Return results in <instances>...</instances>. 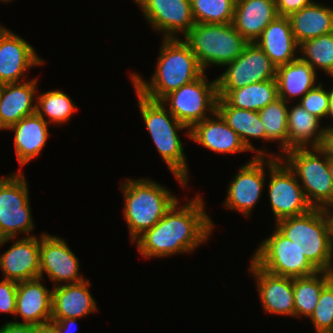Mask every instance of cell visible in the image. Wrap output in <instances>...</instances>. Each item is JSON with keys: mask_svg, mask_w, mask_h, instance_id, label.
<instances>
[{"mask_svg": "<svg viewBox=\"0 0 333 333\" xmlns=\"http://www.w3.org/2000/svg\"><path fill=\"white\" fill-rule=\"evenodd\" d=\"M1 2H10V1H12V0H0Z\"/></svg>", "mask_w": 333, "mask_h": 333, "instance_id": "49", "label": "cell"}, {"mask_svg": "<svg viewBox=\"0 0 333 333\" xmlns=\"http://www.w3.org/2000/svg\"><path fill=\"white\" fill-rule=\"evenodd\" d=\"M24 173L14 172L0 181V246L16 238L18 233L30 234L35 225L30 209L29 190ZM29 234V235H27Z\"/></svg>", "mask_w": 333, "mask_h": 333, "instance_id": "8", "label": "cell"}, {"mask_svg": "<svg viewBox=\"0 0 333 333\" xmlns=\"http://www.w3.org/2000/svg\"><path fill=\"white\" fill-rule=\"evenodd\" d=\"M158 56L150 82L139 74H130L134 89L147 99L161 101L169 93L204 73L195 54L180 37L163 38Z\"/></svg>", "mask_w": 333, "mask_h": 333, "instance_id": "2", "label": "cell"}, {"mask_svg": "<svg viewBox=\"0 0 333 333\" xmlns=\"http://www.w3.org/2000/svg\"><path fill=\"white\" fill-rule=\"evenodd\" d=\"M76 318L67 319H51V323L55 326L58 333H76ZM74 328V329H73Z\"/></svg>", "mask_w": 333, "mask_h": 333, "instance_id": "41", "label": "cell"}, {"mask_svg": "<svg viewBox=\"0 0 333 333\" xmlns=\"http://www.w3.org/2000/svg\"><path fill=\"white\" fill-rule=\"evenodd\" d=\"M320 209L326 219L329 234L333 241V202L322 206Z\"/></svg>", "mask_w": 333, "mask_h": 333, "instance_id": "42", "label": "cell"}, {"mask_svg": "<svg viewBox=\"0 0 333 333\" xmlns=\"http://www.w3.org/2000/svg\"><path fill=\"white\" fill-rule=\"evenodd\" d=\"M327 285L324 271L293 278L295 317L309 318L319 300L322 289Z\"/></svg>", "mask_w": 333, "mask_h": 333, "instance_id": "31", "label": "cell"}, {"mask_svg": "<svg viewBox=\"0 0 333 333\" xmlns=\"http://www.w3.org/2000/svg\"><path fill=\"white\" fill-rule=\"evenodd\" d=\"M13 319V322H7L0 328V333H35V325L19 323Z\"/></svg>", "mask_w": 333, "mask_h": 333, "instance_id": "40", "label": "cell"}, {"mask_svg": "<svg viewBox=\"0 0 333 333\" xmlns=\"http://www.w3.org/2000/svg\"><path fill=\"white\" fill-rule=\"evenodd\" d=\"M329 157L322 147L293 148L282 155V159L296 174L313 208L333 202Z\"/></svg>", "mask_w": 333, "mask_h": 333, "instance_id": "7", "label": "cell"}, {"mask_svg": "<svg viewBox=\"0 0 333 333\" xmlns=\"http://www.w3.org/2000/svg\"><path fill=\"white\" fill-rule=\"evenodd\" d=\"M316 333H333V290L327 284L309 317Z\"/></svg>", "mask_w": 333, "mask_h": 333, "instance_id": "36", "label": "cell"}, {"mask_svg": "<svg viewBox=\"0 0 333 333\" xmlns=\"http://www.w3.org/2000/svg\"><path fill=\"white\" fill-rule=\"evenodd\" d=\"M196 123L190 129V139L216 153H240L249 150L239 135L217 113Z\"/></svg>", "mask_w": 333, "mask_h": 333, "instance_id": "21", "label": "cell"}, {"mask_svg": "<svg viewBox=\"0 0 333 333\" xmlns=\"http://www.w3.org/2000/svg\"><path fill=\"white\" fill-rule=\"evenodd\" d=\"M40 273L39 278H44V274L53 285L78 283L85 278L79 273V259L68 247L66 241L60 237L43 232L40 236Z\"/></svg>", "mask_w": 333, "mask_h": 333, "instance_id": "14", "label": "cell"}, {"mask_svg": "<svg viewBox=\"0 0 333 333\" xmlns=\"http://www.w3.org/2000/svg\"><path fill=\"white\" fill-rule=\"evenodd\" d=\"M255 43L265 52L276 67L290 63L298 58L296 53H299V45L292 33L288 17L277 16L263 30Z\"/></svg>", "mask_w": 333, "mask_h": 333, "instance_id": "24", "label": "cell"}, {"mask_svg": "<svg viewBox=\"0 0 333 333\" xmlns=\"http://www.w3.org/2000/svg\"><path fill=\"white\" fill-rule=\"evenodd\" d=\"M207 77L203 73L198 79L181 86L161 100L164 105L169 103L168 110L189 129L216 112V79L207 82ZM207 112L210 113L208 116Z\"/></svg>", "mask_w": 333, "mask_h": 333, "instance_id": "10", "label": "cell"}, {"mask_svg": "<svg viewBox=\"0 0 333 333\" xmlns=\"http://www.w3.org/2000/svg\"><path fill=\"white\" fill-rule=\"evenodd\" d=\"M72 99L61 90H51L37 95L36 113L48 124H60L69 122L74 111H77Z\"/></svg>", "mask_w": 333, "mask_h": 333, "instance_id": "33", "label": "cell"}, {"mask_svg": "<svg viewBox=\"0 0 333 333\" xmlns=\"http://www.w3.org/2000/svg\"><path fill=\"white\" fill-rule=\"evenodd\" d=\"M218 97L231 106L259 111L278 98L276 79L251 83L239 89H217Z\"/></svg>", "mask_w": 333, "mask_h": 333, "instance_id": "30", "label": "cell"}, {"mask_svg": "<svg viewBox=\"0 0 333 333\" xmlns=\"http://www.w3.org/2000/svg\"><path fill=\"white\" fill-rule=\"evenodd\" d=\"M37 78L19 83L2 84L0 130H7L24 117L36 112ZM34 102V103H33Z\"/></svg>", "mask_w": 333, "mask_h": 333, "instance_id": "22", "label": "cell"}, {"mask_svg": "<svg viewBox=\"0 0 333 333\" xmlns=\"http://www.w3.org/2000/svg\"><path fill=\"white\" fill-rule=\"evenodd\" d=\"M325 139L322 148L333 157V126H326Z\"/></svg>", "mask_w": 333, "mask_h": 333, "instance_id": "43", "label": "cell"}, {"mask_svg": "<svg viewBox=\"0 0 333 333\" xmlns=\"http://www.w3.org/2000/svg\"><path fill=\"white\" fill-rule=\"evenodd\" d=\"M216 112L223 118L226 124L239 135L247 149L250 152H256L254 156L268 157L270 155V157L278 158L277 154H270L265 148H263L264 150L256 149L249 141L251 138L266 141V132L258 111L233 107L224 98L218 97Z\"/></svg>", "mask_w": 333, "mask_h": 333, "instance_id": "25", "label": "cell"}, {"mask_svg": "<svg viewBox=\"0 0 333 333\" xmlns=\"http://www.w3.org/2000/svg\"><path fill=\"white\" fill-rule=\"evenodd\" d=\"M135 92L138 108L157 151L179 184L186 187L189 169L183 142L177 132L186 129V135L190 137V129L180 123L161 101L147 99Z\"/></svg>", "mask_w": 333, "mask_h": 333, "instance_id": "3", "label": "cell"}, {"mask_svg": "<svg viewBox=\"0 0 333 333\" xmlns=\"http://www.w3.org/2000/svg\"><path fill=\"white\" fill-rule=\"evenodd\" d=\"M248 269L265 313L295 317L293 278L268 273L252 260Z\"/></svg>", "mask_w": 333, "mask_h": 333, "instance_id": "17", "label": "cell"}, {"mask_svg": "<svg viewBox=\"0 0 333 333\" xmlns=\"http://www.w3.org/2000/svg\"><path fill=\"white\" fill-rule=\"evenodd\" d=\"M43 63V59L37 55L32 45L0 25L1 84L23 82L29 68L43 65Z\"/></svg>", "mask_w": 333, "mask_h": 333, "instance_id": "16", "label": "cell"}, {"mask_svg": "<svg viewBox=\"0 0 333 333\" xmlns=\"http://www.w3.org/2000/svg\"><path fill=\"white\" fill-rule=\"evenodd\" d=\"M288 18L298 45L333 32V7L316 1L291 14Z\"/></svg>", "mask_w": 333, "mask_h": 333, "instance_id": "28", "label": "cell"}, {"mask_svg": "<svg viewBox=\"0 0 333 333\" xmlns=\"http://www.w3.org/2000/svg\"><path fill=\"white\" fill-rule=\"evenodd\" d=\"M152 29L163 38L185 36L194 26L190 0H136Z\"/></svg>", "mask_w": 333, "mask_h": 333, "instance_id": "15", "label": "cell"}, {"mask_svg": "<svg viewBox=\"0 0 333 333\" xmlns=\"http://www.w3.org/2000/svg\"><path fill=\"white\" fill-rule=\"evenodd\" d=\"M252 261L268 273L284 277H304L319 270L307 259L295 242L284 237L276 228L263 240Z\"/></svg>", "mask_w": 333, "mask_h": 333, "instance_id": "9", "label": "cell"}, {"mask_svg": "<svg viewBox=\"0 0 333 333\" xmlns=\"http://www.w3.org/2000/svg\"><path fill=\"white\" fill-rule=\"evenodd\" d=\"M329 117V119H333V87L331 88V97L329 100V110L327 113V118Z\"/></svg>", "mask_w": 333, "mask_h": 333, "instance_id": "46", "label": "cell"}, {"mask_svg": "<svg viewBox=\"0 0 333 333\" xmlns=\"http://www.w3.org/2000/svg\"><path fill=\"white\" fill-rule=\"evenodd\" d=\"M330 97L331 89L326 90L322 83H318L315 88L308 91L297 103L322 121V118L327 119Z\"/></svg>", "mask_w": 333, "mask_h": 333, "instance_id": "37", "label": "cell"}, {"mask_svg": "<svg viewBox=\"0 0 333 333\" xmlns=\"http://www.w3.org/2000/svg\"><path fill=\"white\" fill-rule=\"evenodd\" d=\"M50 126L36 112L24 117L7 130L14 132V147L20 167L41 153L49 137Z\"/></svg>", "mask_w": 333, "mask_h": 333, "instance_id": "26", "label": "cell"}, {"mask_svg": "<svg viewBox=\"0 0 333 333\" xmlns=\"http://www.w3.org/2000/svg\"><path fill=\"white\" fill-rule=\"evenodd\" d=\"M277 16L275 0H236L232 25L253 43Z\"/></svg>", "mask_w": 333, "mask_h": 333, "instance_id": "23", "label": "cell"}, {"mask_svg": "<svg viewBox=\"0 0 333 333\" xmlns=\"http://www.w3.org/2000/svg\"><path fill=\"white\" fill-rule=\"evenodd\" d=\"M17 282L3 279L0 281V312L15 315Z\"/></svg>", "mask_w": 333, "mask_h": 333, "instance_id": "38", "label": "cell"}, {"mask_svg": "<svg viewBox=\"0 0 333 333\" xmlns=\"http://www.w3.org/2000/svg\"><path fill=\"white\" fill-rule=\"evenodd\" d=\"M200 196L197 194L183 206L179 205L178 199L156 225L134 241L142 257L190 254L209 239L215 224L206 214L205 203Z\"/></svg>", "mask_w": 333, "mask_h": 333, "instance_id": "1", "label": "cell"}, {"mask_svg": "<svg viewBox=\"0 0 333 333\" xmlns=\"http://www.w3.org/2000/svg\"><path fill=\"white\" fill-rule=\"evenodd\" d=\"M324 274L326 277L327 284L333 290V265H331L329 268L324 270Z\"/></svg>", "mask_w": 333, "mask_h": 333, "instance_id": "45", "label": "cell"}, {"mask_svg": "<svg viewBox=\"0 0 333 333\" xmlns=\"http://www.w3.org/2000/svg\"><path fill=\"white\" fill-rule=\"evenodd\" d=\"M216 78L217 89H239L251 83L276 78V66L255 43H248L234 61Z\"/></svg>", "mask_w": 333, "mask_h": 333, "instance_id": "12", "label": "cell"}, {"mask_svg": "<svg viewBox=\"0 0 333 333\" xmlns=\"http://www.w3.org/2000/svg\"><path fill=\"white\" fill-rule=\"evenodd\" d=\"M320 121L299 103L293 107L289 106L287 114L288 150L322 147L325 139V128L320 126Z\"/></svg>", "mask_w": 333, "mask_h": 333, "instance_id": "29", "label": "cell"}, {"mask_svg": "<svg viewBox=\"0 0 333 333\" xmlns=\"http://www.w3.org/2000/svg\"><path fill=\"white\" fill-rule=\"evenodd\" d=\"M35 333H58L55 326L51 323L39 324L35 326Z\"/></svg>", "mask_w": 333, "mask_h": 333, "instance_id": "44", "label": "cell"}, {"mask_svg": "<svg viewBox=\"0 0 333 333\" xmlns=\"http://www.w3.org/2000/svg\"><path fill=\"white\" fill-rule=\"evenodd\" d=\"M329 171H330V175L332 178V183H333V157H329Z\"/></svg>", "mask_w": 333, "mask_h": 333, "instance_id": "47", "label": "cell"}, {"mask_svg": "<svg viewBox=\"0 0 333 333\" xmlns=\"http://www.w3.org/2000/svg\"><path fill=\"white\" fill-rule=\"evenodd\" d=\"M316 76V71L300 57L277 67L275 79L278 97L287 103L289 100L294 101V98H297L298 102L308 91L317 86Z\"/></svg>", "mask_w": 333, "mask_h": 333, "instance_id": "27", "label": "cell"}, {"mask_svg": "<svg viewBox=\"0 0 333 333\" xmlns=\"http://www.w3.org/2000/svg\"><path fill=\"white\" fill-rule=\"evenodd\" d=\"M124 196V212L130 241L156 225L178 200L167 187L149 179L127 178L120 185Z\"/></svg>", "mask_w": 333, "mask_h": 333, "instance_id": "4", "label": "cell"}, {"mask_svg": "<svg viewBox=\"0 0 333 333\" xmlns=\"http://www.w3.org/2000/svg\"><path fill=\"white\" fill-rule=\"evenodd\" d=\"M195 23H232L236 0H190Z\"/></svg>", "mask_w": 333, "mask_h": 333, "instance_id": "35", "label": "cell"}, {"mask_svg": "<svg viewBox=\"0 0 333 333\" xmlns=\"http://www.w3.org/2000/svg\"><path fill=\"white\" fill-rule=\"evenodd\" d=\"M0 255L3 279L16 282L39 278L40 238L36 235L19 238Z\"/></svg>", "mask_w": 333, "mask_h": 333, "instance_id": "18", "label": "cell"}, {"mask_svg": "<svg viewBox=\"0 0 333 333\" xmlns=\"http://www.w3.org/2000/svg\"><path fill=\"white\" fill-rule=\"evenodd\" d=\"M275 228L295 242L300 251L319 270L333 265V241L320 208L275 223Z\"/></svg>", "mask_w": 333, "mask_h": 333, "instance_id": "5", "label": "cell"}, {"mask_svg": "<svg viewBox=\"0 0 333 333\" xmlns=\"http://www.w3.org/2000/svg\"><path fill=\"white\" fill-rule=\"evenodd\" d=\"M1 94H2V84L0 83V98H1Z\"/></svg>", "mask_w": 333, "mask_h": 333, "instance_id": "48", "label": "cell"}, {"mask_svg": "<svg viewBox=\"0 0 333 333\" xmlns=\"http://www.w3.org/2000/svg\"><path fill=\"white\" fill-rule=\"evenodd\" d=\"M90 285L88 279H85L53 287L51 319H80L96 312L98 307L89 290Z\"/></svg>", "mask_w": 333, "mask_h": 333, "instance_id": "20", "label": "cell"}, {"mask_svg": "<svg viewBox=\"0 0 333 333\" xmlns=\"http://www.w3.org/2000/svg\"><path fill=\"white\" fill-rule=\"evenodd\" d=\"M183 38L204 72L210 65L224 67L234 61L248 44L232 23H195Z\"/></svg>", "mask_w": 333, "mask_h": 333, "instance_id": "6", "label": "cell"}, {"mask_svg": "<svg viewBox=\"0 0 333 333\" xmlns=\"http://www.w3.org/2000/svg\"><path fill=\"white\" fill-rule=\"evenodd\" d=\"M266 165V156H253L250 161L239 167L238 173L228 185L227 197L223 204L225 208L250 216L265 187Z\"/></svg>", "mask_w": 333, "mask_h": 333, "instance_id": "13", "label": "cell"}, {"mask_svg": "<svg viewBox=\"0 0 333 333\" xmlns=\"http://www.w3.org/2000/svg\"><path fill=\"white\" fill-rule=\"evenodd\" d=\"M267 158L270 177L267 182L268 196L275 223L310 211L313 207L308 202L294 171L282 158Z\"/></svg>", "mask_w": 333, "mask_h": 333, "instance_id": "11", "label": "cell"}, {"mask_svg": "<svg viewBox=\"0 0 333 333\" xmlns=\"http://www.w3.org/2000/svg\"><path fill=\"white\" fill-rule=\"evenodd\" d=\"M42 278L17 282L15 316L25 324L39 325L51 321L52 290L46 288Z\"/></svg>", "mask_w": 333, "mask_h": 333, "instance_id": "19", "label": "cell"}, {"mask_svg": "<svg viewBox=\"0 0 333 333\" xmlns=\"http://www.w3.org/2000/svg\"><path fill=\"white\" fill-rule=\"evenodd\" d=\"M299 53L315 71L322 69L333 78V32L304 41L299 45Z\"/></svg>", "mask_w": 333, "mask_h": 333, "instance_id": "34", "label": "cell"}, {"mask_svg": "<svg viewBox=\"0 0 333 333\" xmlns=\"http://www.w3.org/2000/svg\"><path fill=\"white\" fill-rule=\"evenodd\" d=\"M288 107V103L278 97L258 111L266 132V141H277L280 144L278 146L282 153H278V158H282L283 153L288 150Z\"/></svg>", "mask_w": 333, "mask_h": 333, "instance_id": "32", "label": "cell"}, {"mask_svg": "<svg viewBox=\"0 0 333 333\" xmlns=\"http://www.w3.org/2000/svg\"><path fill=\"white\" fill-rule=\"evenodd\" d=\"M278 16L289 17L315 0H275Z\"/></svg>", "mask_w": 333, "mask_h": 333, "instance_id": "39", "label": "cell"}]
</instances>
